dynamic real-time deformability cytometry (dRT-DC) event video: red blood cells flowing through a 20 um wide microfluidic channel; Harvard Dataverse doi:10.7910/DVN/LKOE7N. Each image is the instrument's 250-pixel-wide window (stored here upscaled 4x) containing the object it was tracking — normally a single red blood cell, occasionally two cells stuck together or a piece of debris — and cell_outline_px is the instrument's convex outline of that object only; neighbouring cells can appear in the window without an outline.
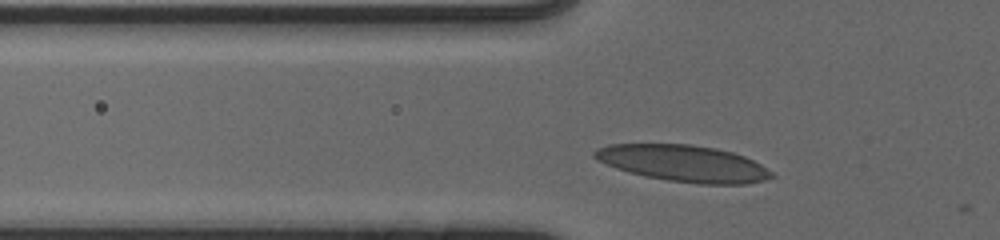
{"species": "human", "species_latin": "Homo sapiens", "temperature_condition": "cold", "stored_images_in_passage": 32, "camera_frame_rate_fps": 3000, "um_per_image_px": 0.085, "donor": {"sex": "male"}, "frame": {"image": 1, "passage_image": 5, "time_ms": 1.333, "image_size_px": [1000, 240], "cell_outline_px": [[776, 176], [764, 180], [744, 184], [700, 184], [668, 180], [644, 176], [628, 172], [616, 168], [596, 160], [592, 156], [592, 152], [596, 148], [608, 144], [692, 144], [716, 148], [732, 152], [744, 156], [760, 164], [772, 172]], "centroid_in_image_um": [58.06, 13.88], "position_along_channel_um": 67.7, "area_um2": 37.8}}
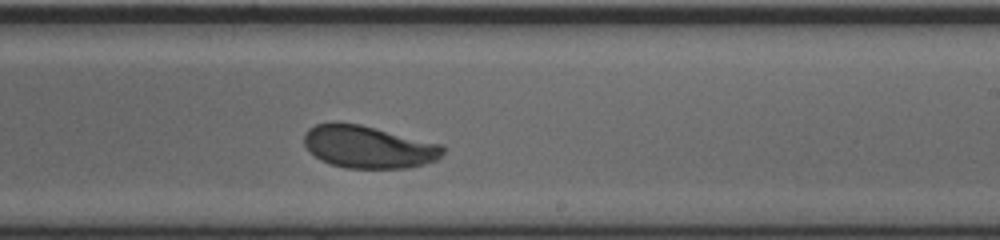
{"frame": {"image": 2, "passage_image": 20, "time_ms": 6.333, "image_size_px": [1000, 240], "cell_outline_px": [[448, 148], [436, 160], [424, 164], [408, 168], [344, 168], [328, 164], [320, 160], [304, 144], [304, 136], [308, 128], [316, 124], [332, 120], [336, 120], [360, 124], [444, 144]], "centroid_in_image_um": [31.33, 12.46], "position_along_channel_um": 257.7, "area_um2": 35.03}}
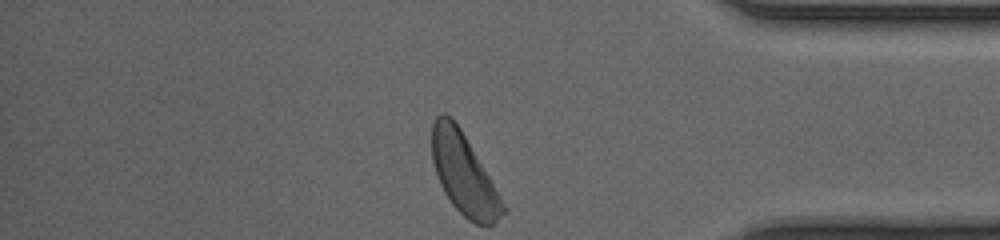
{"frame": {"image": 3, "passage_image": 32, "time_ms": 10.333, "image_size_px": [1000, 240], "cell_outline_px": [[508, 208], [492, 224], [476, 224], [468, 220], [452, 204], [444, 192], [440, 184], [432, 160], [432, 124], [436, 116], [440, 112], [444, 112], [460, 128]], "centroid_in_image_um": [39.42, 14.8], "position_along_channel_um": 395.8, "area_um2": 32.89}, "authors_computed_cell_mechanics": {"area_um2": 35.0268, "velocity_mm_per_s": 3.891, "shape_relaxation_time_tau1_ms": 2.9444, "shape_relaxation_time_tau2_ms": 0.7508, "deformation_change_tau1": 0.1248, "deformation_change_tau2": 0.0522}}